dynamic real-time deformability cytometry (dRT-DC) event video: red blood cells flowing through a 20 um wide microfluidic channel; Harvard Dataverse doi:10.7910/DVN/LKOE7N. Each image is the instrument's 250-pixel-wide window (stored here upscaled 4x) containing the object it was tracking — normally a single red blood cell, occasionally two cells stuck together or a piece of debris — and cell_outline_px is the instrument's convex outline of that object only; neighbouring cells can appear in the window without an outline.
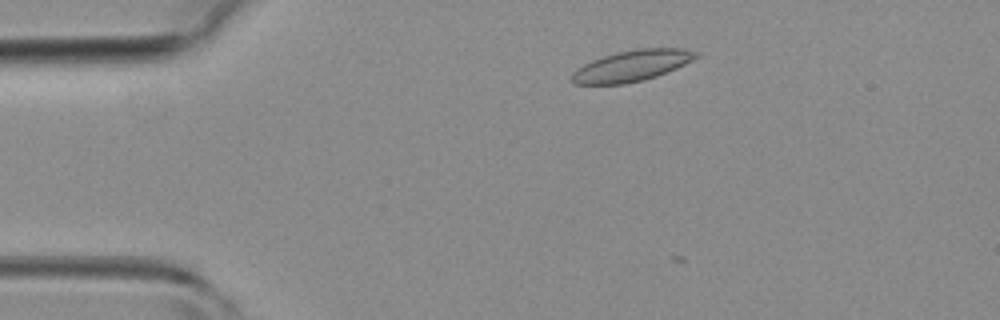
{"species": "common noctule bat (a hibernating species)", "species_latin": "Nyctalus noctula", "temperature_condition": "room temperature", "stored_images_in_passage": 6, "camera_frame_rate_fps": 3000, "um_per_image_px": 0.085, "animal": {"sex": "female", "body_mass_g": 19.3, "forearm_length_mm": 54.1}, "frame": {"image": 1, "passage_image": 3, "time_ms": 0.667, "image_size_px": [1000, 320], "cell_outline_px": [[700, 56], [676, 68], [656, 76], [644, 80], [624, 84], [572, 84], [572, 72], [576, 68], [592, 60], [616, 52], [640, 48], [684, 48], [700, 52]], "centroid_in_image_um": [53.72, 5.58], "position_along_channel_um": 31.3, "area_um2": 22.48}}